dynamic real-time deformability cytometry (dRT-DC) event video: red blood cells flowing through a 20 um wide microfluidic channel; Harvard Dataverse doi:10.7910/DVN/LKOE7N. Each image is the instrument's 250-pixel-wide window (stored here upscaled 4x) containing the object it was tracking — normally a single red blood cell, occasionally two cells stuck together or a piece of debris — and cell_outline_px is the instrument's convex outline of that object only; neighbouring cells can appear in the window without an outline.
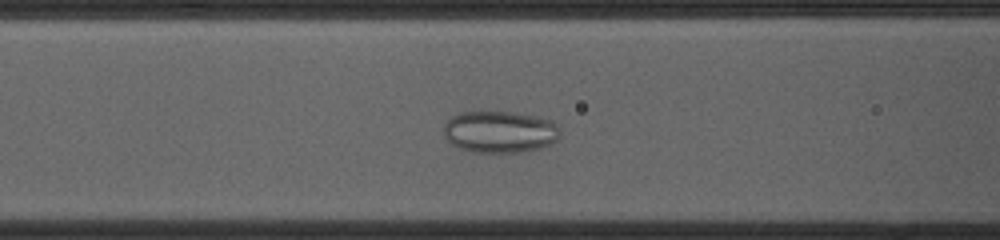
{"species": "common noctule bat (a hibernating species)", "species_latin": "Nyctalus noctula", "temperature_condition": "cold", "stored_images_in_passage": 54, "camera_frame_rate_fps": 3000, "um_per_image_px": 0.085, "animal": {"sex": "female", "body_mass_g": 23.0, "forearm_length_mm": 53.4}, "frame": {"image": 1, "passage_image": 21, "time_ms": 6.667, "image_size_px": [1000, 240], "cell_outline_px": [[560, 136], [552, 144], [540, 148], [520, 152], [472, 152], [456, 148], [444, 136], [444, 124], [452, 116], [460, 112], [512, 112], [532, 116], [548, 120], [556, 124], [560, 128]], "centroid_in_image_um": [42.46, 11.22], "position_along_channel_um": 124.1, "area_um2": 28.38}}
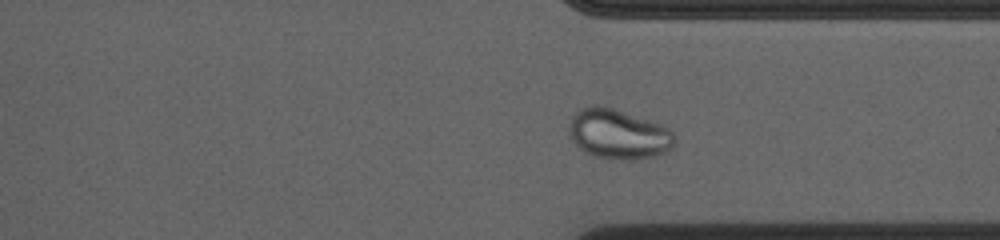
{"frame": {"image": 2, "passage_image": 40, "time_ms": 13.0, "image_size_px": [1000, 240], "cell_outline_px": [[672, 148], [668, 152], [656, 156], [624, 160], [616, 160], [596, 156], [584, 152], [572, 140], [568, 132], [568, 124], [572, 116], [580, 108], [596, 104], [612, 108], [660, 124], [668, 128], [672, 132]], "centroid_in_image_um": [52.51, 11.4], "position_along_channel_um": 358.9, "area_um2": 30.52}}
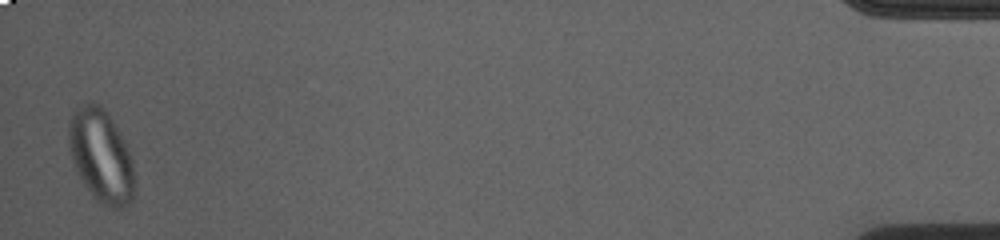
{"frame": {"image": 3, "passage_image": 53, "time_ms": 17.333, "image_size_px": [1000, 240], "cell_outline_px": [[132, 200], [124, 208], [108, 208], [84, 184], [76, 168], [72, 156], [68, 140], [68, 124], [72, 112], [76, 108], [84, 104], [100, 104], [112, 120], [124, 140], [132, 160]], "centroid_in_image_um": [8.58, 13.22], "position_along_channel_um": 426.6, "area_um2": 34.56}}